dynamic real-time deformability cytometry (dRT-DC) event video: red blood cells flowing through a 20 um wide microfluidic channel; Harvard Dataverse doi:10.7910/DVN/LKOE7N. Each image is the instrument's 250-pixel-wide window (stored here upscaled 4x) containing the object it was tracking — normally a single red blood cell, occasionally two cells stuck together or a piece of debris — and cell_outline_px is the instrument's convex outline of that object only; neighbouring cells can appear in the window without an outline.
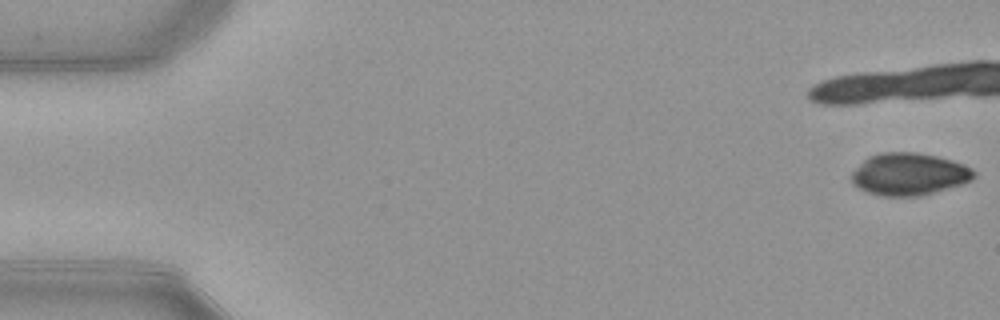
{"species": "common noctule bat (a hibernating species)", "species_latin": "Nyctalus noctula", "temperature_condition": "warm", "stored_images_in_passage": 17, "camera_frame_rate_fps": 3000, "um_per_image_px": 0.085, "animal": {"sex": "female", "body_mass_g": 21.9}, "frame": {"image": 1, "passage_image": 1, "time_ms": 0.0, "image_size_px": [1000, 320], "cell_outline_px": [[976, 176], [972, 180], [964, 184], [920, 196], [880, 196], [864, 192], [852, 184], [852, 172], [868, 156], [884, 152], [916, 152], [936, 156], [952, 160], [964, 164], [972, 168], [976, 172]], "centroid_in_image_um": [77.28, 14.81], "position_along_channel_um": 7.7, "area_um2": 30.46}}